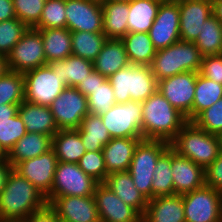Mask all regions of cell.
<instances>
[{
    "instance_id": "33",
    "label": "cell",
    "mask_w": 222,
    "mask_h": 222,
    "mask_svg": "<svg viewBox=\"0 0 222 222\" xmlns=\"http://www.w3.org/2000/svg\"><path fill=\"white\" fill-rule=\"evenodd\" d=\"M76 130L86 151H102L112 139L100 115L87 114Z\"/></svg>"
},
{
    "instance_id": "20",
    "label": "cell",
    "mask_w": 222,
    "mask_h": 222,
    "mask_svg": "<svg viewBox=\"0 0 222 222\" xmlns=\"http://www.w3.org/2000/svg\"><path fill=\"white\" fill-rule=\"evenodd\" d=\"M174 194L183 195L205 185V169L171 148Z\"/></svg>"
},
{
    "instance_id": "17",
    "label": "cell",
    "mask_w": 222,
    "mask_h": 222,
    "mask_svg": "<svg viewBox=\"0 0 222 222\" xmlns=\"http://www.w3.org/2000/svg\"><path fill=\"white\" fill-rule=\"evenodd\" d=\"M94 198L100 222H142V215L124 203L104 183H98Z\"/></svg>"
},
{
    "instance_id": "27",
    "label": "cell",
    "mask_w": 222,
    "mask_h": 222,
    "mask_svg": "<svg viewBox=\"0 0 222 222\" xmlns=\"http://www.w3.org/2000/svg\"><path fill=\"white\" fill-rule=\"evenodd\" d=\"M47 64L67 87L76 88L94 70L92 61L74 55Z\"/></svg>"
},
{
    "instance_id": "30",
    "label": "cell",
    "mask_w": 222,
    "mask_h": 222,
    "mask_svg": "<svg viewBox=\"0 0 222 222\" xmlns=\"http://www.w3.org/2000/svg\"><path fill=\"white\" fill-rule=\"evenodd\" d=\"M43 40L47 63L72 55L71 31L67 28L36 29Z\"/></svg>"
},
{
    "instance_id": "53",
    "label": "cell",
    "mask_w": 222,
    "mask_h": 222,
    "mask_svg": "<svg viewBox=\"0 0 222 222\" xmlns=\"http://www.w3.org/2000/svg\"><path fill=\"white\" fill-rule=\"evenodd\" d=\"M213 15L222 23V0H212Z\"/></svg>"
},
{
    "instance_id": "26",
    "label": "cell",
    "mask_w": 222,
    "mask_h": 222,
    "mask_svg": "<svg viewBox=\"0 0 222 222\" xmlns=\"http://www.w3.org/2000/svg\"><path fill=\"white\" fill-rule=\"evenodd\" d=\"M52 148V136L27 132L7 154V161L14 167L21 161L40 156Z\"/></svg>"
},
{
    "instance_id": "14",
    "label": "cell",
    "mask_w": 222,
    "mask_h": 222,
    "mask_svg": "<svg viewBox=\"0 0 222 222\" xmlns=\"http://www.w3.org/2000/svg\"><path fill=\"white\" fill-rule=\"evenodd\" d=\"M65 14L71 32L103 33L101 0H65Z\"/></svg>"
},
{
    "instance_id": "6",
    "label": "cell",
    "mask_w": 222,
    "mask_h": 222,
    "mask_svg": "<svg viewBox=\"0 0 222 222\" xmlns=\"http://www.w3.org/2000/svg\"><path fill=\"white\" fill-rule=\"evenodd\" d=\"M170 147L161 140L142 139L134 152L128 172L135 187L148 199H152V178L159 157Z\"/></svg>"
},
{
    "instance_id": "3",
    "label": "cell",
    "mask_w": 222,
    "mask_h": 222,
    "mask_svg": "<svg viewBox=\"0 0 222 222\" xmlns=\"http://www.w3.org/2000/svg\"><path fill=\"white\" fill-rule=\"evenodd\" d=\"M170 147L206 169L222 151V137L198 128L193 122H187Z\"/></svg>"
},
{
    "instance_id": "43",
    "label": "cell",
    "mask_w": 222,
    "mask_h": 222,
    "mask_svg": "<svg viewBox=\"0 0 222 222\" xmlns=\"http://www.w3.org/2000/svg\"><path fill=\"white\" fill-rule=\"evenodd\" d=\"M79 167L98 183H104L107 177L102 151H86L78 162Z\"/></svg>"
},
{
    "instance_id": "39",
    "label": "cell",
    "mask_w": 222,
    "mask_h": 222,
    "mask_svg": "<svg viewBox=\"0 0 222 222\" xmlns=\"http://www.w3.org/2000/svg\"><path fill=\"white\" fill-rule=\"evenodd\" d=\"M66 28L65 0H46L39 22L33 29Z\"/></svg>"
},
{
    "instance_id": "38",
    "label": "cell",
    "mask_w": 222,
    "mask_h": 222,
    "mask_svg": "<svg viewBox=\"0 0 222 222\" xmlns=\"http://www.w3.org/2000/svg\"><path fill=\"white\" fill-rule=\"evenodd\" d=\"M24 101V75L8 71L0 77V105L21 104Z\"/></svg>"
},
{
    "instance_id": "9",
    "label": "cell",
    "mask_w": 222,
    "mask_h": 222,
    "mask_svg": "<svg viewBox=\"0 0 222 222\" xmlns=\"http://www.w3.org/2000/svg\"><path fill=\"white\" fill-rule=\"evenodd\" d=\"M185 222H222V192L204 185L182 195Z\"/></svg>"
},
{
    "instance_id": "8",
    "label": "cell",
    "mask_w": 222,
    "mask_h": 222,
    "mask_svg": "<svg viewBox=\"0 0 222 222\" xmlns=\"http://www.w3.org/2000/svg\"><path fill=\"white\" fill-rule=\"evenodd\" d=\"M100 117L111 138L142 137L141 102L115 103Z\"/></svg>"
},
{
    "instance_id": "4",
    "label": "cell",
    "mask_w": 222,
    "mask_h": 222,
    "mask_svg": "<svg viewBox=\"0 0 222 222\" xmlns=\"http://www.w3.org/2000/svg\"><path fill=\"white\" fill-rule=\"evenodd\" d=\"M114 91L116 103L143 102L158 86L151 66L129 64L108 77Z\"/></svg>"
},
{
    "instance_id": "49",
    "label": "cell",
    "mask_w": 222,
    "mask_h": 222,
    "mask_svg": "<svg viewBox=\"0 0 222 222\" xmlns=\"http://www.w3.org/2000/svg\"><path fill=\"white\" fill-rule=\"evenodd\" d=\"M23 222H62L57 212L47 204L44 208L31 213Z\"/></svg>"
},
{
    "instance_id": "56",
    "label": "cell",
    "mask_w": 222,
    "mask_h": 222,
    "mask_svg": "<svg viewBox=\"0 0 222 222\" xmlns=\"http://www.w3.org/2000/svg\"><path fill=\"white\" fill-rule=\"evenodd\" d=\"M101 1H121V2H131L132 0H101Z\"/></svg>"
},
{
    "instance_id": "24",
    "label": "cell",
    "mask_w": 222,
    "mask_h": 222,
    "mask_svg": "<svg viewBox=\"0 0 222 222\" xmlns=\"http://www.w3.org/2000/svg\"><path fill=\"white\" fill-rule=\"evenodd\" d=\"M104 184L124 203L135 208L142 216L144 215L148 199L135 187L128 171L109 174Z\"/></svg>"
},
{
    "instance_id": "55",
    "label": "cell",
    "mask_w": 222,
    "mask_h": 222,
    "mask_svg": "<svg viewBox=\"0 0 222 222\" xmlns=\"http://www.w3.org/2000/svg\"><path fill=\"white\" fill-rule=\"evenodd\" d=\"M6 160H7V153L0 146V161H6Z\"/></svg>"
},
{
    "instance_id": "22",
    "label": "cell",
    "mask_w": 222,
    "mask_h": 222,
    "mask_svg": "<svg viewBox=\"0 0 222 222\" xmlns=\"http://www.w3.org/2000/svg\"><path fill=\"white\" fill-rule=\"evenodd\" d=\"M142 139L143 137L112 138L103 147L107 176L115 172L128 171L135 149Z\"/></svg>"
},
{
    "instance_id": "51",
    "label": "cell",
    "mask_w": 222,
    "mask_h": 222,
    "mask_svg": "<svg viewBox=\"0 0 222 222\" xmlns=\"http://www.w3.org/2000/svg\"><path fill=\"white\" fill-rule=\"evenodd\" d=\"M20 104H1L0 105V124L9 121V118L18 114Z\"/></svg>"
},
{
    "instance_id": "47",
    "label": "cell",
    "mask_w": 222,
    "mask_h": 222,
    "mask_svg": "<svg viewBox=\"0 0 222 222\" xmlns=\"http://www.w3.org/2000/svg\"><path fill=\"white\" fill-rule=\"evenodd\" d=\"M205 185L222 192V151L205 169Z\"/></svg>"
},
{
    "instance_id": "41",
    "label": "cell",
    "mask_w": 222,
    "mask_h": 222,
    "mask_svg": "<svg viewBox=\"0 0 222 222\" xmlns=\"http://www.w3.org/2000/svg\"><path fill=\"white\" fill-rule=\"evenodd\" d=\"M88 111L92 115H101L109 110L115 103L114 91L107 79L102 85L92 90L87 97Z\"/></svg>"
},
{
    "instance_id": "18",
    "label": "cell",
    "mask_w": 222,
    "mask_h": 222,
    "mask_svg": "<svg viewBox=\"0 0 222 222\" xmlns=\"http://www.w3.org/2000/svg\"><path fill=\"white\" fill-rule=\"evenodd\" d=\"M62 222H100L94 195L46 197Z\"/></svg>"
},
{
    "instance_id": "28",
    "label": "cell",
    "mask_w": 222,
    "mask_h": 222,
    "mask_svg": "<svg viewBox=\"0 0 222 222\" xmlns=\"http://www.w3.org/2000/svg\"><path fill=\"white\" fill-rule=\"evenodd\" d=\"M103 33L107 38L121 39L128 33L129 2L101 1Z\"/></svg>"
},
{
    "instance_id": "19",
    "label": "cell",
    "mask_w": 222,
    "mask_h": 222,
    "mask_svg": "<svg viewBox=\"0 0 222 222\" xmlns=\"http://www.w3.org/2000/svg\"><path fill=\"white\" fill-rule=\"evenodd\" d=\"M178 4L180 39L194 42L203 28L204 21L213 15V2L212 0H181Z\"/></svg>"
},
{
    "instance_id": "11",
    "label": "cell",
    "mask_w": 222,
    "mask_h": 222,
    "mask_svg": "<svg viewBox=\"0 0 222 222\" xmlns=\"http://www.w3.org/2000/svg\"><path fill=\"white\" fill-rule=\"evenodd\" d=\"M198 72H184L158 81L157 89L168 102L193 121V100Z\"/></svg>"
},
{
    "instance_id": "44",
    "label": "cell",
    "mask_w": 222,
    "mask_h": 222,
    "mask_svg": "<svg viewBox=\"0 0 222 222\" xmlns=\"http://www.w3.org/2000/svg\"><path fill=\"white\" fill-rule=\"evenodd\" d=\"M27 133L25 125L17 114L0 124V146L8 154L14 144Z\"/></svg>"
},
{
    "instance_id": "32",
    "label": "cell",
    "mask_w": 222,
    "mask_h": 222,
    "mask_svg": "<svg viewBox=\"0 0 222 222\" xmlns=\"http://www.w3.org/2000/svg\"><path fill=\"white\" fill-rule=\"evenodd\" d=\"M163 0H132L129 2L128 33L149 32Z\"/></svg>"
},
{
    "instance_id": "42",
    "label": "cell",
    "mask_w": 222,
    "mask_h": 222,
    "mask_svg": "<svg viewBox=\"0 0 222 222\" xmlns=\"http://www.w3.org/2000/svg\"><path fill=\"white\" fill-rule=\"evenodd\" d=\"M192 122L198 128L222 137V98L203 110Z\"/></svg>"
},
{
    "instance_id": "10",
    "label": "cell",
    "mask_w": 222,
    "mask_h": 222,
    "mask_svg": "<svg viewBox=\"0 0 222 222\" xmlns=\"http://www.w3.org/2000/svg\"><path fill=\"white\" fill-rule=\"evenodd\" d=\"M97 185L78 164L58 161L51 192L46 197L92 196Z\"/></svg>"
},
{
    "instance_id": "29",
    "label": "cell",
    "mask_w": 222,
    "mask_h": 222,
    "mask_svg": "<svg viewBox=\"0 0 222 222\" xmlns=\"http://www.w3.org/2000/svg\"><path fill=\"white\" fill-rule=\"evenodd\" d=\"M52 149L58 161L76 163L86 150L76 129L59 130L52 137Z\"/></svg>"
},
{
    "instance_id": "23",
    "label": "cell",
    "mask_w": 222,
    "mask_h": 222,
    "mask_svg": "<svg viewBox=\"0 0 222 222\" xmlns=\"http://www.w3.org/2000/svg\"><path fill=\"white\" fill-rule=\"evenodd\" d=\"M18 115L27 132H37L53 137L59 131L48 106L36 105L24 100L19 105Z\"/></svg>"
},
{
    "instance_id": "37",
    "label": "cell",
    "mask_w": 222,
    "mask_h": 222,
    "mask_svg": "<svg viewBox=\"0 0 222 222\" xmlns=\"http://www.w3.org/2000/svg\"><path fill=\"white\" fill-rule=\"evenodd\" d=\"M152 179V199L158 196L174 195L171 147L157 160Z\"/></svg>"
},
{
    "instance_id": "52",
    "label": "cell",
    "mask_w": 222,
    "mask_h": 222,
    "mask_svg": "<svg viewBox=\"0 0 222 222\" xmlns=\"http://www.w3.org/2000/svg\"><path fill=\"white\" fill-rule=\"evenodd\" d=\"M12 169L13 166L7 160L0 161V193L6 185L7 178Z\"/></svg>"
},
{
    "instance_id": "16",
    "label": "cell",
    "mask_w": 222,
    "mask_h": 222,
    "mask_svg": "<svg viewBox=\"0 0 222 222\" xmlns=\"http://www.w3.org/2000/svg\"><path fill=\"white\" fill-rule=\"evenodd\" d=\"M57 162L51 148L40 156L19 162L13 169L47 196L51 192Z\"/></svg>"
},
{
    "instance_id": "13",
    "label": "cell",
    "mask_w": 222,
    "mask_h": 222,
    "mask_svg": "<svg viewBox=\"0 0 222 222\" xmlns=\"http://www.w3.org/2000/svg\"><path fill=\"white\" fill-rule=\"evenodd\" d=\"M49 108L59 130L78 129L89 114L87 97L75 87H66Z\"/></svg>"
},
{
    "instance_id": "25",
    "label": "cell",
    "mask_w": 222,
    "mask_h": 222,
    "mask_svg": "<svg viewBox=\"0 0 222 222\" xmlns=\"http://www.w3.org/2000/svg\"><path fill=\"white\" fill-rule=\"evenodd\" d=\"M129 64L123 41L116 38H108L93 61L94 70L107 78Z\"/></svg>"
},
{
    "instance_id": "5",
    "label": "cell",
    "mask_w": 222,
    "mask_h": 222,
    "mask_svg": "<svg viewBox=\"0 0 222 222\" xmlns=\"http://www.w3.org/2000/svg\"><path fill=\"white\" fill-rule=\"evenodd\" d=\"M202 58L193 42L179 40L165 49L157 50L150 66L158 82L188 71L199 72Z\"/></svg>"
},
{
    "instance_id": "15",
    "label": "cell",
    "mask_w": 222,
    "mask_h": 222,
    "mask_svg": "<svg viewBox=\"0 0 222 222\" xmlns=\"http://www.w3.org/2000/svg\"><path fill=\"white\" fill-rule=\"evenodd\" d=\"M179 25L180 10L178 2L163 0L148 32L156 50L165 49L181 40Z\"/></svg>"
},
{
    "instance_id": "50",
    "label": "cell",
    "mask_w": 222,
    "mask_h": 222,
    "mask_svg": "<svg viewBox=\"0 0 222 222\" xmlns=\"http://www.w3.org/2000/svg\"><path fill=\"white\" fill-rule=\"evenodd\" d=\"M16 18L13 0H0V22Z\"/></svg>"
},
{
    "instance_id": "21",
    "label": "cell",
    "mask_w": 222,
    "mask_h": 222,
    "mask_svg": "<svg viewBox=\"0 0 222 222\" xmlns=\"http://www.w3.org/2000/svg\"><path fill=\"white\" fill-rule=\"evenodd\" d=\"M142 222H185L182 195L158 196L148 200Z\"/></svg>"
},
{
    "instance_id": "12",
    "label": "cell",
    "mask_w": 222,
    "mask_h": 222,
    "mask_svg": "<svg viewBox=\"0 0 222 222\" xmlns=\"http://www.w3.org/2000/svg\"><path fill=\"white\" fill-rule=\"evenodd\" d=\"M9 71L24 74L47 65L41 34L29 28L7 56Z\"/></svg>"
},
{
    "instance_id": "48",
    "label": "cell",
    "mask_w": 222,
    "mask_h": 222,
    "mask_svg": "<svg viewBox=\"0 0 222 222\" xmlns=\"http://www.w3.org/2000/svg\"><path fill=\"white\" fill-rule=\"evenodd\" d=\"M108 78L93 70L84 81L77 85L76 89L79 90L84 96L88 97L92 90L102 85Z\"/></svg>"
},
{
    "instance_id": "7",
    "label": "cell",
    "mask_w": 222,
    "mask_h": 222,
    "mask_svg": "<svg viewBox=\"0 0 222 222\" xmlns=\"http://www.w3.org/2000/svg\"><path fill=\"white\" fill-rule=\"evenodd\" d=\"M23 75L24 100L32 104L49 107L67 87L48 64L27 71Z\"/></svg>"
},
{
    "instance_id": "46",
    "label": "cell",
    "mask_w": 222,
    "mask_h": 222,
    "mask_svg": "<svg viewBox=\"0 0 222 222\" xmlns=\"http://www.w3.org/2000/svg\"><path fill=\"white\" fill-rule=\"evenodd\" d=\"M198 73L222 85V54L203 56Z\"/></svg>"
},
{
    "instance_id": "1",
    "label": "cell",
    "mask_w": 222,
    "mask_h": 222,
    "mask_svg": "<svg viewBox=\"0 0 222 222\" xmlns=\"http://www.w3.org/2000/svg\"><path fill=\"white\" fill-rule=\"evenodd\" d=\"M47 204L46 196L12 169L0 193V222H23Z\"/></svg>"
},
{
    "instance_id": "35",
    "label": "cell",
    "mask_w": 222,
    "mask_h": 222,
    "mask_svg": "<svg viewBox=\"0 0 222 222\" xmlns=\"http://www.w3.org/2000/svg\"><path fill=\"white\" fill-rule=\"evenodd\" d=\"M72 55L94 61L108 39L104 33L71 32Z\"/></svg>"
},
{
    "instance_id": "40",
    "label": "cell",
    "mask_w": 222,
    "mask_h": 222,
    "mask_svg": "<svg viewBox=\"0 0 222 222\" xmlns=\"http://www.w3.org/2000/svg\"><path fill=\"white\" fill-rule=\"evenodd\" d=\"M28 29L17 17L0 22V54L7 57Z\"/></svg>"
},
{
    "instance_id": "2",
    "label": "cell",
    "mask_w": 222,
    "mask_h": 222,
    "mask_svg": "<svg viewBox=\"0 0 222 222\" xmlns=\"http://www.w3.org/2000/svg\"><path fill=\"white\" fill-rule=\"evenodd\" d=\"M186 117L174 108L157 89L142 102V137L171 143L182 127Z\"/></svg>"
},
{
    "instance_id": "34",
    "label": "cell",
    "mask_w": 222,
    "mask_h": 222,
    "mask_svg": "<svg viewBox=\"0 0 222 222\" xmlns=\"http://www.w3.org/2000/svg\"><path fill=\"white\" fill-rule=\"evenodd\" d=\"M193 43L202 56L222 54V23L211 15Z\"/></svg>"
},
{
    "instance_id": "54",
    "label": "cell",
    "mask_w": 222,
    "mask_h": 222,
    "mask_svg": "<svg viewBox=\"0 0 222 222\" xmlns=\"http://www.w3.org/2000/svg\"><path fill=\"white\" fill-rule=\"evenodd\" d=\"M9 71L7 57L0 54V77Z\"/></svg>"
},
{
    "instance_id": "45",
    "label": "cell",
    "mask_w": 222,
    "mask_h": 222,
    "mask_svg": "<svg viewBox=\"0 0 222 222\" xmlns=\"http://www.w3.org/2000/svg\"><path fill=\"white\" fill-rule=\"evenodd\" d=\"M46 0H13L16 17L33 28L40 20Z\"/></svg>"
},
{
    "instance_id": "36",
    "label": "cell",
    "mask_w": 222,
    "mask_h": 222,
    "mask_svg": "<svg viewBox=\"0 0 222 222\" xmlns=\"http://www.w3.org/2000/svg\"><path fill=\"white\" fill-rule=\"evenodd\" d=\"M222 98V85L198 73L193 100V120Z\"/></svg>"
},
{
    "instance_id": "31",
    "label": "cell",
    "mask_w": 222,
    "mask_h": 222,
    "mask_svg": "<svg viewBox=\"0 0 222 222\" xmlns=\"http://www.w3.org/2000/svg\"><path fill=\"white\" fill-rule=\"evenodd\" d=\"M130 64L150 66L157 50L148 32L127 33L121 38Z\"/></svg>"
}]
</instances>
